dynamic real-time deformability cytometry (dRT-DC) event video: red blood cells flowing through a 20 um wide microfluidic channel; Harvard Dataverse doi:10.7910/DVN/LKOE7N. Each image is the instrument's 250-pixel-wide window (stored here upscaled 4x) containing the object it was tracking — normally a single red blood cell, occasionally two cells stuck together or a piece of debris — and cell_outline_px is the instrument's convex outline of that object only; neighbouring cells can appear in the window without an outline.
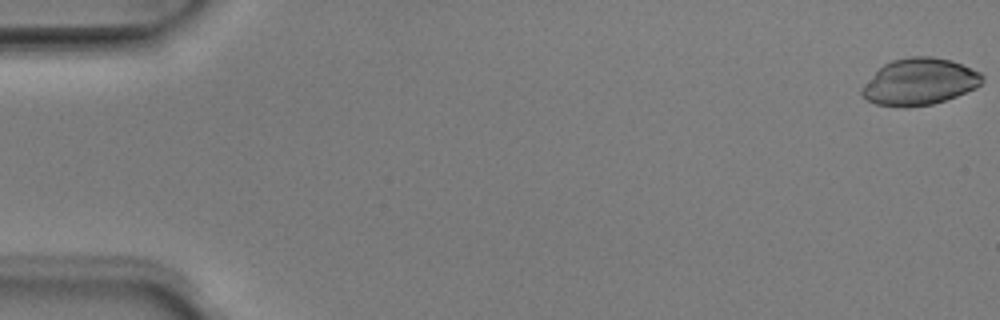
{"species": "Egyptian fruit bat (a non-hibernating species)", "species_latin": "Rousettus aegyptiacus", "temperature_condition": "room temperature", "stored_images_in_passage": 51, "camera_frame_rate_fps": 3000, "um_per_image_px": 0.085, "animal": {"sex": "male"}, "frame": {"image": 1, "passage_image": 1, "time_ms": 0.0, "image_size_px": [1000, 320], "cell_outline_px": [[984, 80], [976, 88], [956, 96], [932, 104], [908, 108], [904, 108], [876, 104], [868, 100], [860, 92], [860, 88], [884, 64], [892, 60], [908, 56], [932, 56], [952, 60], [980, 72], [984, 76]], "centroid_in_image_um": [78.17, 6.95], "position_along_channel_um": 6.8, "area_um2": 32.83}}
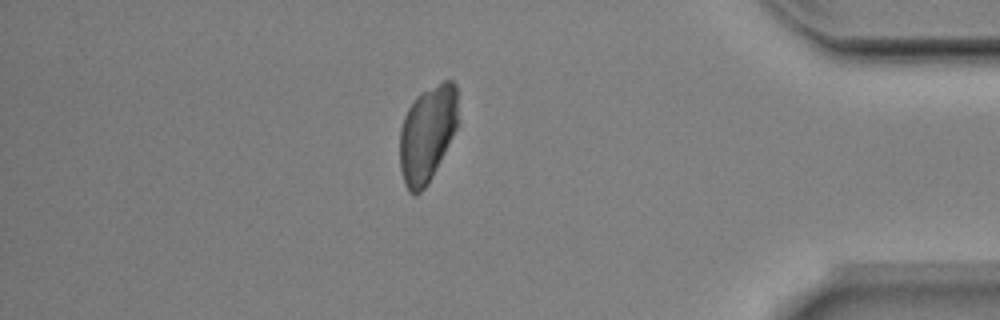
{"frame": {"image": 2, "passage_image": 44, "time_ms": 14.333, "image_size_px": [1000, 320], "cell_outline_px": [[456, 128], [428, 184], [416, 196], [412, 196], [408, 192], [404, 184], [400, 168], [400, 128], [404, 116], [408, 108], [416, 96], [420, 92], [444, 80], [452, 80], [456, 84]], "centroid_in_image_um": [36.27, 11.39], "position_along_channel_um": 398.9, "area_um2": 32.54}}
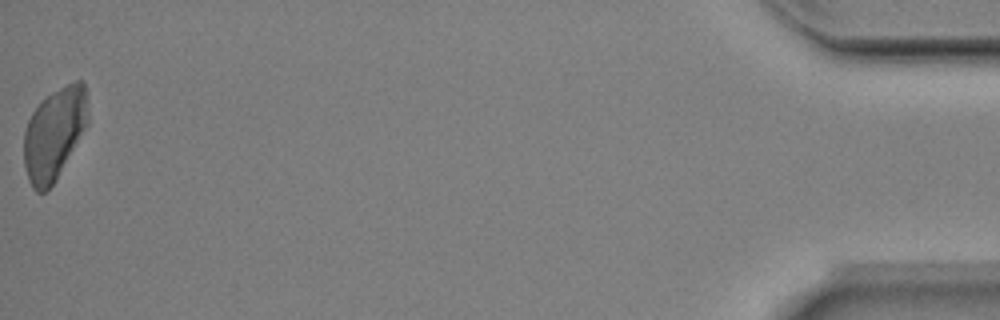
{"frame": {"image": 3, "passage_image": 51, "time_ms": 16.667, "image_size_px": [1000, 320], "cell_outline_px": [[88, 124], [56, 180], [44, 192], [36, 192], [32, 188], [28, 180], [24, 164], [24, 132], [28, 120], [32, 112], [52, 92], [76, 80], [80, 80], [84, 84], [88, 120]], "centroid_in_image_um": [4.6, 11.4], "position_along_channel_um": 430.6, "area_um2": 33.87}}